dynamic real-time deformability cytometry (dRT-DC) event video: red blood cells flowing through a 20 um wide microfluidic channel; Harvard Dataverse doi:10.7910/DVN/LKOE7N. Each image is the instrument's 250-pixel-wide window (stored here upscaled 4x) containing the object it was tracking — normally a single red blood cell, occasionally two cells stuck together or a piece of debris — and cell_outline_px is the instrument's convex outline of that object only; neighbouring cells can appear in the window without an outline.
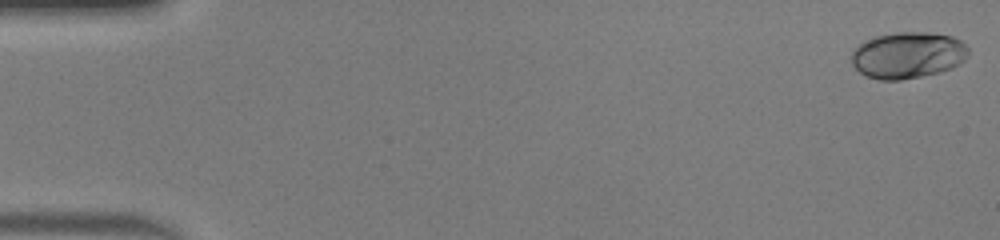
{"species": "human", "species_latin": "Homo sapiens", "temperature_condition": "warm", "stored_images_in_passage": 50, "camera_frame_rate_fps": 3000, "um_per_image_px": 0.085, "donor": {"sex": "male"}, "frame": {"image": 1, "passage_image": 1, "time_ms": 0.0, "image_size_px": [1000, 240], "cell_outline_px": [[968, 52], [964, 60], [952, 68], [940, 72], [900, 80], [880, 80], [868, 76], [860, 72], [852, 64], [852, 52], [860, 44], [876, 36], [896, 32], [928, 32], [952, 36], [960, 40], [968, 48]], "centroid_in_image_um": [77.18, 4.68], "position_along_channel_um": 7.8, "area_um2": 31.39}}
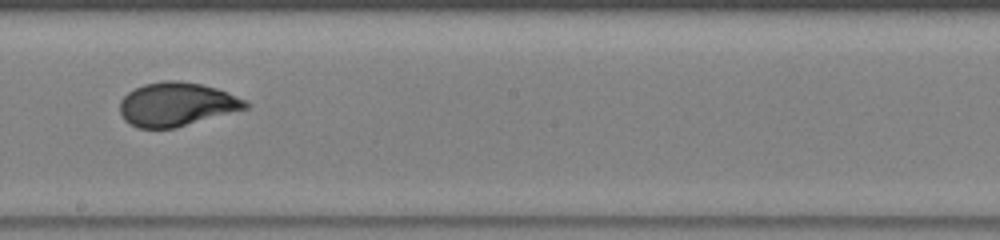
{"frame": {"image": 2, "passage_image": 29, "time_ms": 9.333, "image_size_px": [1000, 240], "cell_outline_px": [[252, 104], [248, 108], [176, 128], [140, 128], [124, 120], [120, 112], [120, 100], [128, 92], [144, 84], [164, 80], [180, 80], [200, 84], [216, 88], [228, 92]], "centroid_in_image_um": [15.02, 8.86], "position_along_channel_um": 233.2, "area_um2": 32.02}}
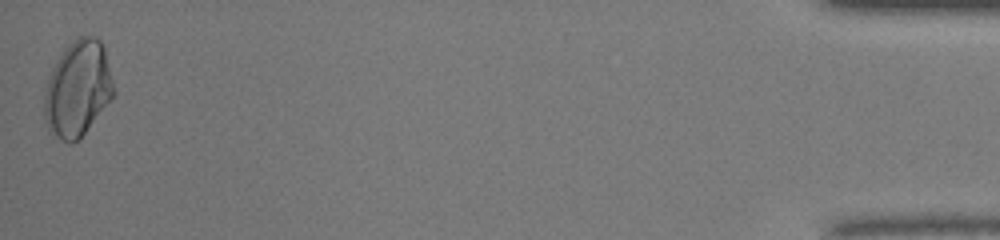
{"frame": {"image": 3, "passage_image": 50, "time_ms": 16.333, "image_size_px": [1000, 240], "cell_outline_px": [[116, 92], [84, 132], [72, 144], [68, 144], [60, 140], [48, 128], [44, 116], [44, 92], [52, 68], [60, 52], [72, 40], [80, 36], [96, 36], [104, 44]], "centroid_in_image_um": [6.61, 7.49], "position_along_channel_um": 428.6, "area_um2": 38.73}, "authors_computed_cell_mechanics": {"area_um2": 31.9345, "velocity_mm_per_s": 4.1402, "shape_relaxation_time_tau1_ms": 8.0869, "shape_relaxation_time_tau2_ms": null, "deformation_change_tau1": 0.2696, "deformation_change_tau2": null}}